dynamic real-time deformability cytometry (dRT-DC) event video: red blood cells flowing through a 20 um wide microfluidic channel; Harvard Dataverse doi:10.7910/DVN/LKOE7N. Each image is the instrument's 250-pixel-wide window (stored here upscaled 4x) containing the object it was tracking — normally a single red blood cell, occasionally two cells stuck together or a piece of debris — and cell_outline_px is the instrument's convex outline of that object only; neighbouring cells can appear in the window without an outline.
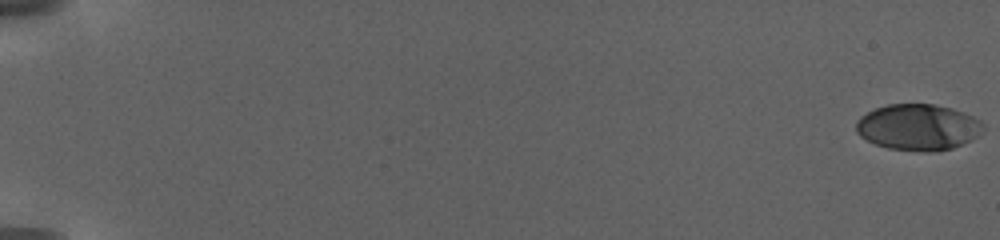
{"species": "human", "species_latin": "Homo sapiens", "temperature_condition": "warm", "stored_images_in_passage": 64, "camera_frame_rate_fps": 3000, "um_per_image_px": 0.085, "donor": {"sex": "female"}, "frame": {"image": 1, "passage_image": 1, "time_ms": 0.0, "image_size_px": [1000, 240], "cell_outline_px": [[980, 124], [976, 136], [952, 148], [936, 152], [920, 152], [888, 148], [876, 144], [860, 136], [856, 132], [856, 120], [860, 116], [876, 108], [888, 104], [936, 104], [952, 108], [964, 112], [980, 120]], "centroid_in_image_um": [77.97, 10.81], "position_along_channel_um": 7.0, "area_um2": 33.87}}
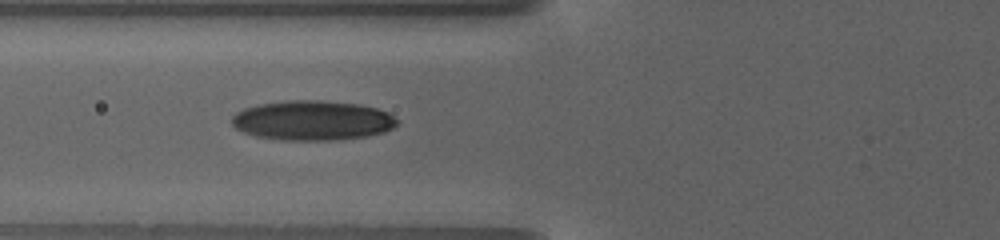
{"frame": {"image": 2, "passage_image": 27, "time_ms": 10.333, "image_size_px": [1000, 240], "cell_outline_px": [[400, 120], [392, 128], [384, 132], [368, 136], [344, 140], [280, 140], [256, 136], [244, 132], [236, 128], [232, 124], [232, 116], [236, 112], [244, 108], [260, 104], [284, 100], [320, 100], [360, 104], [376, 108], [388, 112]], "centroid_in_image_um": [26.58, 10.24], "position_along_channel_um": 99.2, "area_um2": 38.61}}
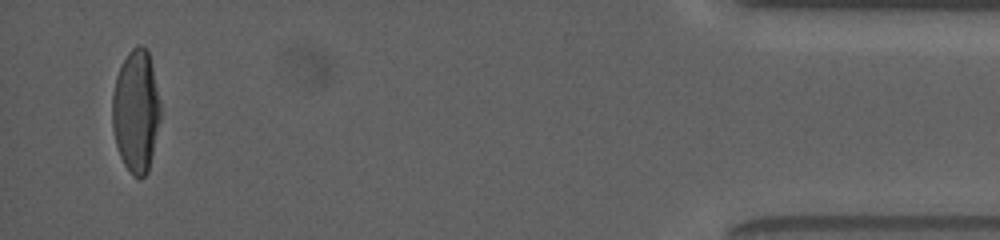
{"frame": {"image": 3, "passage_image": 62, "time_ms": 23.667, "image_size_px": [1000, 240], "cell_outline_px": [[160, 116], [152, 156], [148, 172], [140, 180], [124, 164], [120, 156], [116, 144], [112, 128], [112, 96], [116, 76], [128, 52], [136, 44], [140, 44], [148, 48], [160, 104]], "centroid_in_image_um": [11.55, 9.42], "position_along_channel_um": 423.7, "area_um2": 34.22}, "authors_computed_cell_mechanics": {"area_um2": 34.6511, "velocity_mm_per_s": 2.9372, "shape_relaxation_time_tau1_ms": 5.7439, "shape_relaxation_time_tau2_ms": 0.9897, "deformation_change_tau1": 0.2259, "deformation_change_tau2": 0.0588}}